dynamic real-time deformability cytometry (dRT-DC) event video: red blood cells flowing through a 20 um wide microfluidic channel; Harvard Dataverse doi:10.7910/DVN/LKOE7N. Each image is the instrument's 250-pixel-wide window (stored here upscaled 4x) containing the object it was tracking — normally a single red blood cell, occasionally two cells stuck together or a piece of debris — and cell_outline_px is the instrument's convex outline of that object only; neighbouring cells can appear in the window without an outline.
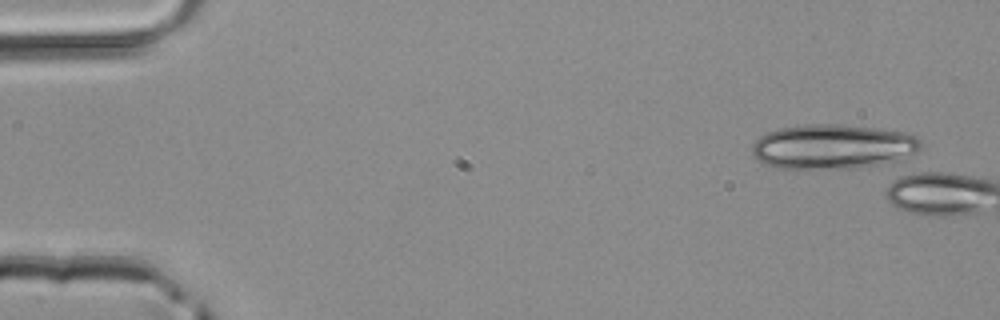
{"species": "common noctule bat (a hibernating species)", "species_latin": "Nyctalus noctula", "temperature_condition": "room temperature", "stored_images_in_passage": 2, "camera_frame_rate_fps": 3000, "um_per_image_px": 0.085, "animal": {"sex": "male", "body_mass_g": 20.4}, "frame": {"image": 1, "passage_image": 1, "time_ms": 0.0, "image_size_px": [1000, 320], "cell_outline_px": [[920, 148], [916, 152], [896, 160], [856, 168], [776, 168], [764, 164], [756, 160], [752, 152], [752, 144], [760, 136], [768, 132], [780, 128], [804, 124], [840, 124], [876, 128], [904, 132], [916, 136], [920, 140]], "centroid_in_image_um": [70.73, 12.45], "position_along_channel_um": 14.3, "area_um2": 43.75}}